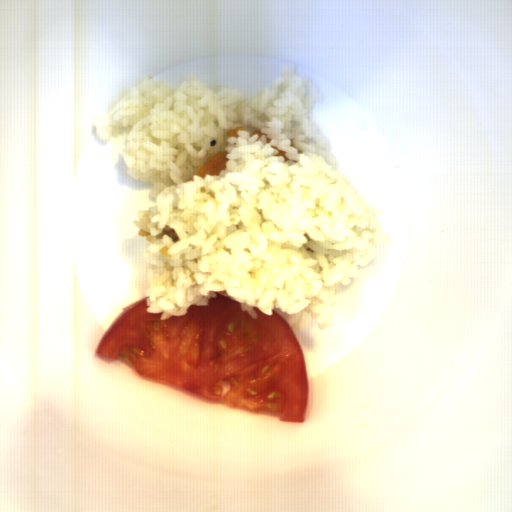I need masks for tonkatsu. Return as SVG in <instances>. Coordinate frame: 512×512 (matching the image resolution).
<instances>
[{"mask_svg": "<svg viewBox=\"0 0 512 512\" xmlns=\"http://www.w3.org/2000/svg\"><path fill=\"white\" fill-rule=\"evenodd\" d=\"M272 147H273V149L278 151V154L274 155V156H283L284 159L287 160V161L290 159L288 156L285 155V153H287L286 151L279 150L278 147H274V146H272Z\"/></svg>", "mask_w": 512, "mask_h": 512, "instance_id": "3", "label": "tonkatsu"}, {"mask_svg": "<svg viewBox=\"0 0 512 512\" xmlns=\"http://www.w3.org/2000/svg\"><path fill=\"white\" fill-rule=\"evenodd\" d=\"M230 161L227 152H220L213 155L212 158L206 159V163L198 168L196 175L203 181L207 176L219 177L223 170H226V164Z\"/></svg>", "mask_w": 512, "mask_h": 512, "instance_id": "1", "label": "tonkatsu"}, {"mask_svg": "<svg viewBox=\"0 0 512 512\" xmlns=\"http://www.w3.org/2000/svg\"><path fill=\"white\" fill-rule=\"evenodd\" d=\"M256 134H258V137H259V139H260V137H261L264 133H263V132H261V130H259V129H258V130L253 131L249 136L251 137V136L256 135Z\"/></svg>", "mask_w": 512, "mask_h": 512, "instance_id": "4", "label": "tonkatsu"}, {"mask_svg": "<svg viewBox=\"0 0 512 512\" xmlns=\"http://www.w3.org/2000/svg\"><path fill=\"white\" fill-rule=\"evenodd\" d=\"M246 129L244 126H237V127H234L232 129H230L229 131H227L226 133V137L229 138V137H237L239 138V135L238 133H236V130H244Z\"/></svg>", "mask_w": 512, "mask_h": 512, "instance_id": "2", "label": "tonkatsu"}]
</instances>
